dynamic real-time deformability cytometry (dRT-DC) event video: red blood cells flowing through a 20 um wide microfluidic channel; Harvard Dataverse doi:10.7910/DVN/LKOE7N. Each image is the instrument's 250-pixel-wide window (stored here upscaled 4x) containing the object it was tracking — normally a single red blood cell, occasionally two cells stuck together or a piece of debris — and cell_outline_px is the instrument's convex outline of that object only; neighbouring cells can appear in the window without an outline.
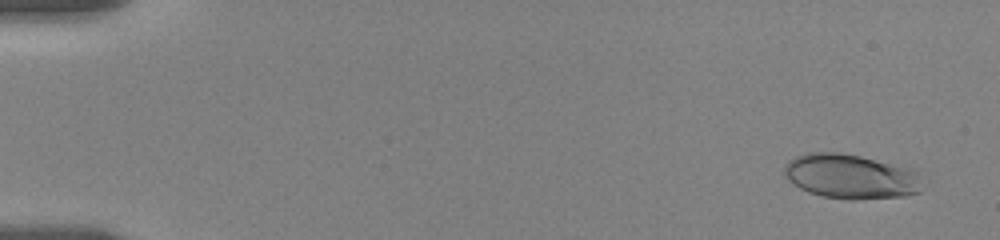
{"species": "human", "species_latin": "Homo sapiens", "temperature_condition": "room temperature", "stored_images_in_passage": 57, "camera_frame_rate_fps": 3000, "um_per_image_px": 0.085, "donor": {"sex": "female"}, "frame": {"image": 1, "passage_image": 3, "time_ms": 0.667, "image_size_px": [1000, 240], "cell_outline_px": [[920, 192], [908, 196], [856, 200], [848, 200], [824, 196], [808, 192], [800, 188], [788, 180], [784, 172], [784, 168], [788, 160], [796, 156], [808, 152], [840, 152], [860, 156], [912, 168], [916, 172]], "centroid_in_image_um": [72.28, 15.0], "position_along_channel_um": 12.7, "area_um2": 35.89}}
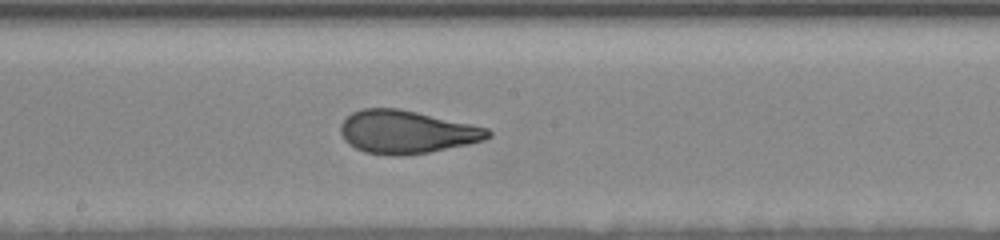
{"frame": {"image": 2, "passage_image": 32, "time_ms": 10.333, "image_size_px": [1000, 240], "cell_outline_px": [[492, 136], [484, 140], [468, 144], [428, 152], [400, 156], [392, 156], [364, 152], [348, 144], [344, 140], [340, 132], [340, 124], [352, 112], [364, 108], [400, 108], [472, 124], [488, 128], [492, 132]], "centroid_in_image_um": [34.55, 11.21], "position_along_channel_um": 213.6, "area_um2": 37.11}}
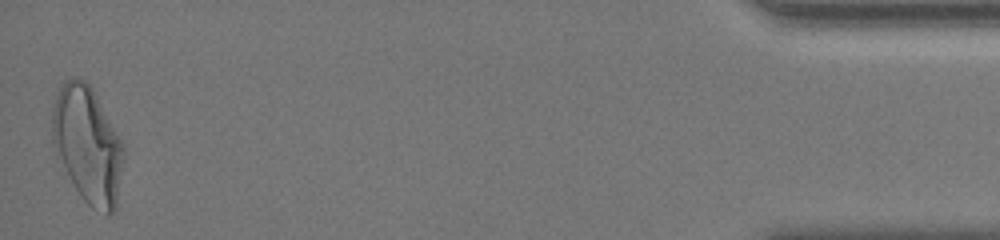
{"frame": {"image": 3, "passage_image": 57, "time_ms": 18.667, "image_size_px": [1000, 240], "cell_outline_px": [[124, 156], [116, 208], [108, 216], [92, 208], [80, 196], [52, 144], [52, 108], [56, 96], [60, 88], [72, 76], [80, 76], [92, 88], [124, 144]], "centroid_in_image_um": [7.46, 12.3], "position_along_channel_um": 427.7, "area_um2": 48.15}, "authors_computed_cell_mechanics": {"area_um2": 36.8186, "velocity_mm_per_s": 3.5218, "shape_relaxation_time_tau1_ms": 4.3309, "shape_relaxation_time_tau2_ms": 0.9271, "deformation_change_tau1": 0.1729, "deformation_change_tau2": 0.0745}}